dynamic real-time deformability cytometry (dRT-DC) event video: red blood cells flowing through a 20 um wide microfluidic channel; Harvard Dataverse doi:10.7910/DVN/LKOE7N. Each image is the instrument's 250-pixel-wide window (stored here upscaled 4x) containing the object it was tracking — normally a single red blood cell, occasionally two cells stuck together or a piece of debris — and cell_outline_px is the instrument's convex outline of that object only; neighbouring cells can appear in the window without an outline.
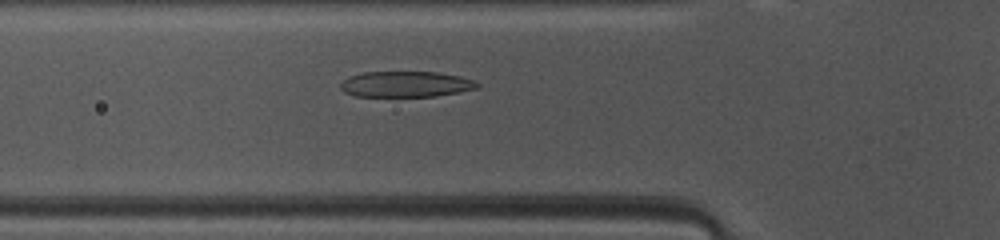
{"species": "common noctule bat (a hibernating species)", "species_latin": "Nyctalus noctula", "temperature_condition": "warm", "stored_images_in_passage": 45, "camera_frame_rate_fps": 3000, "um_per_image_px": 0.085, "animal": {"sex": "female", "body_mass_g": 10.0, "forearm_length_mm": 53.1}, "frame": {"image": 1, "passage_image": 13, "time_ms": 4.0, "image_size_px": [1000, 240], "cell_outline_px": [[480, 84], [476, 88], [460, 92], [436, 96], [356, 96], [344, 92], [340, 88], [340, 84], [348, 76], [360, 72], [436, 72], [460, 76], [476, 80]], "centroid_in_image_um": [34.49, 7.15], "position_along_channel_um": 91.3, "area_um2": 20.63}}
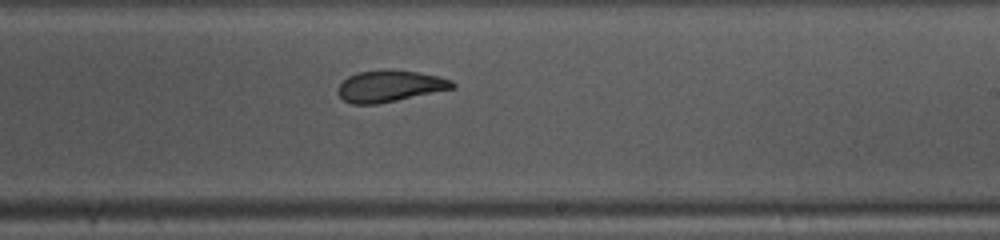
{"frame": {"image": 2, "passage_image": 25, "time_ms": 8.0, "image_size_px": [1000, 240], "cell_outline_px": [[456, 88], [376, 104], [352, 104], [344, 100], [340, 96], [340, 84], [348, 76], [356, 72], [384, 68], [388, 68], [416, 72], [440, 76], [452, 80], [456, 84]], "centroid_in_image_um": [33.17, 7.29], "position_along_channel_um": 255.8, "area_um2": 21.1}}
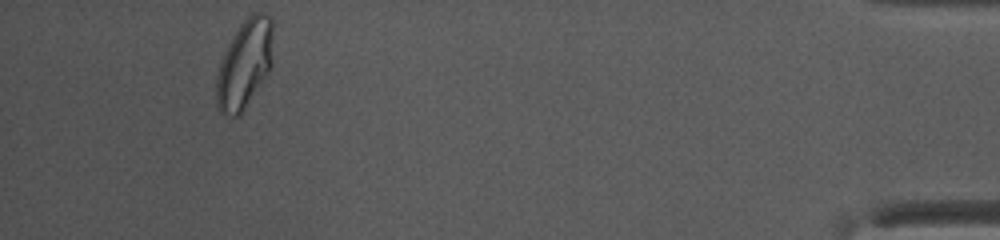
{"frame": {"image": 3, "passage_image": 42, "time_ms": 13.667, "image_size_px": [1000, 240], "cell_outline_px": [[272, 68], [240, 116], [224, 116], [220, 112], [216, 104], [216, 76], [220, 60], [232, 36], [240, 24], [252, 12], [264, 12], [272, 16]], "centroid_in_image_um": [20.79, 5.45], "position_along_channel_um": 414.4, "area_um2": 29.82}, "authors_computed_cell_mechanics": {"area_um2": 22.6576, "velocity_mm_per_s": 4.1019, "shape_relaxation_time_tau1_ms": 3.5797, "shape_relaxation_time_tau2_ms": 1.3763, "deformation_change_tau1": 0.1475, "deformation_change_tau2": 0.0837}}